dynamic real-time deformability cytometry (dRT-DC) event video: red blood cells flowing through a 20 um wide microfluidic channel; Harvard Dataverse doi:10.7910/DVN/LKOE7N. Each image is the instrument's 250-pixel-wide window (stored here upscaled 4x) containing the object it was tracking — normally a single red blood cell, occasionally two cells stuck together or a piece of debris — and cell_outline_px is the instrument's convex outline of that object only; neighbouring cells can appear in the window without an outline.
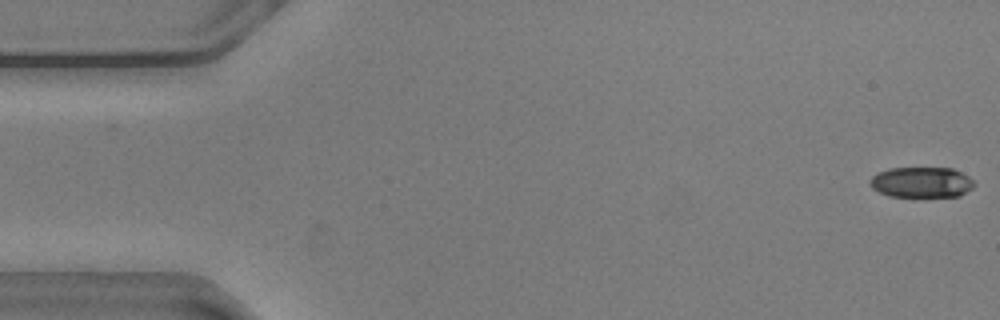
{"species": "common noctule bat (a hibernating species)", "species_latin": "Nyctalus noctula", "temperature_condition": "warm", "stored_images_in_passage": 56, "camera_frame_rate_fps": 3000, "um_per_image_px": 0.085, "animal": {"sex": "male", "body_mass_g": 20.5, "forearm_length_mm": 52.5}, "frame": {"image": 1, "passage_image": 1, "time_ms": 0.0, "image_size_px": [1000, 320], "cell_outline_px": [[976, 184], [972, 188], [960, 196], [888, 196], [872, 188], [868, 184], [872, 176], [888, 168], [952, 168], [968, 176]], "centroid_in_image_um": [78.32, 15.49], "position_along_channel_um": 6.7, "area_um2": 18.5}}
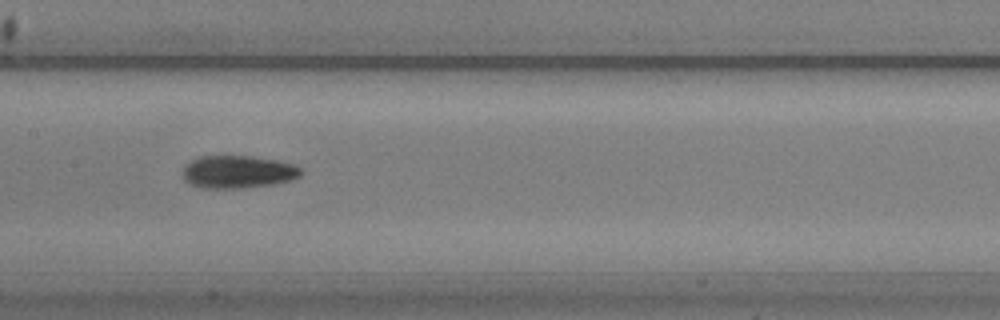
{"frame": {"image": 2, "passage_image": 27, "time_ms": 8.667, "image_size_px": [1000, 320], "cell_outline_px": [[304, 172], [300, 176], [292, 180], [272, 184], [244, 188], [200, 188], [184, 180], [180, 172], [192, 160], [200, 156], [252, 156], [276, 160], [296, 164]], "centroid_in_image_um": [20.24, 14.61], "position_along_channel_um": 187.2, "area_um2": 22.72}}
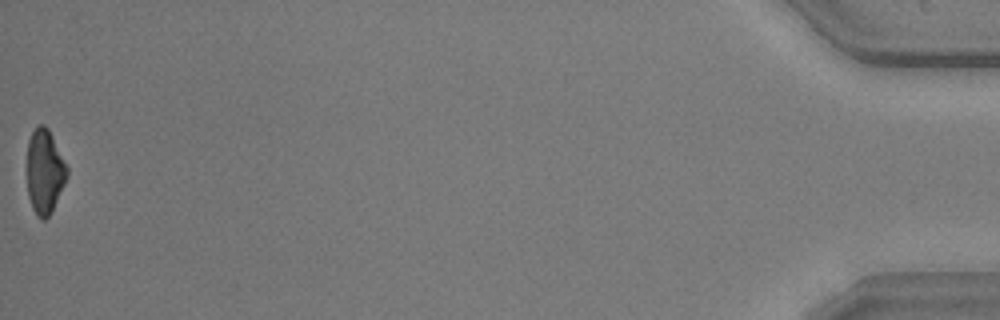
{"frame": {"image": 3, "passage_image": 56, "time_ms": 18.333, "image_size_px": [1000, 320], "cell_outline_px": [[68, 176], [52, 212], [44, 220], [40, 220], [36, 216], [32, 208], [28, 196], [28, 140], [32, 132], [40, 124], [44, 124], [48, 128], [68, 168]], "centroid_in_image_um": [3.81, 14.62], "position_along_channel_um": 431.4, "area_um2": 19.59}, "authors_computed_cell_mechanics": {"area_um2": 21.2704, "velocity_mm_per_s": 3.6127, "shape_relaxation_time_tau1_ms": 3.4372, "shape_relaxation_time_tau2_ms": 4.1319, "deformation_change_tau1": 0.1392, "deformation_change_tau2": 0.1036}}